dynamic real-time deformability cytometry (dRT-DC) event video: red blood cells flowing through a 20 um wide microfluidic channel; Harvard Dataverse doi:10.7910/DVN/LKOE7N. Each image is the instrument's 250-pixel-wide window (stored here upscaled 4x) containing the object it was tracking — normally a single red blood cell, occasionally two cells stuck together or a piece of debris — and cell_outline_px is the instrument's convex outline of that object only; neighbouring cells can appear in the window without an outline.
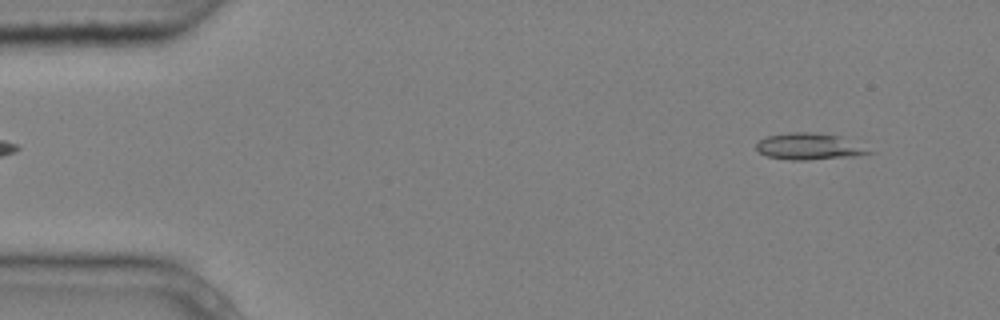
{"species": "common noctule bat (a hibernating species)", "species_latin": "Nyctalus noctula", "temperature_condition": "cold", "stored_images_in_passage": 7, "camera_frame_rate_fps": 3000, "um_per_image_px": 0.085, "animal": {"sex": "male", "body_mass_g": 20.4}, "frame": {"image": 1, "passage_image": 1, "time_ms": 0.0, "image_size_px": [1000, 320], "cell_outline_px": [[872, 152], [856, 156], [808, 160], [792, 160], [768, 156], [760, 152], [756, 148], [756, 144], [760, 140], [768, 136], [788, 132], [816, 132], [840, 136]], "centroid_in_image_um": [68.72, 12.45], "position_along_channel_um": 16.3, "area_um2": 17.05}}
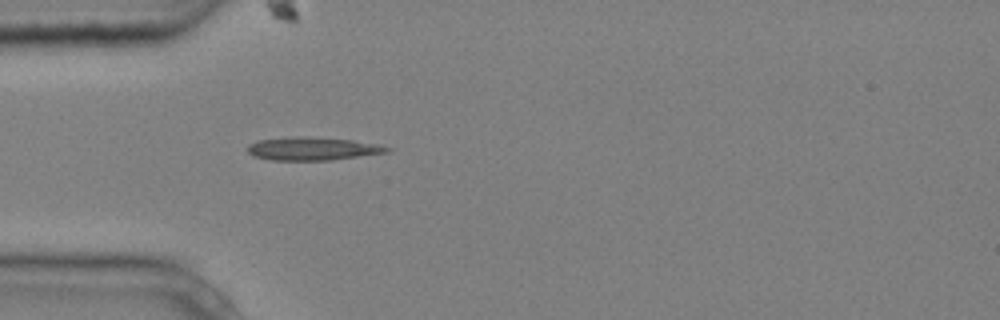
{"frame": {"image": 2, "passage_image": 3, "time_ms": 0.667, "image_size_px": [1000, 320], "cell_outline_px": [[392, 148], [388, 152], [332, 160], [272, 160], [252, 156], [248, 152], [248, 144], [260, 140], [296, 136], [304, 136], [352, 140], [376, 144]], "centroid_in_image_um": [26.55, 12.64], "position_along_channel_um": 58.5, "area_um2": 18.67}}
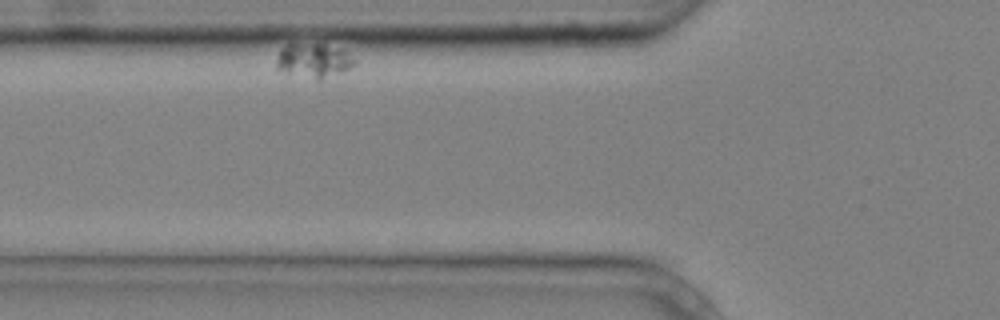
{"frame": {"image": 3, "passage_image": 5, "time_ms": 1.333, "image_size_px": [1000, 320], "cell_outline_px": [[356, 60], [348, 68], [320, 80], [316, 80], [288, 72], [276, 68], [276, 56], [280, 48], [288, 44], [324, 44], [344, 52]], "centroid_in_image_um": [26.57, 5.14], "position_along_channel_um": 99.2, "area_um2": 15.03}}